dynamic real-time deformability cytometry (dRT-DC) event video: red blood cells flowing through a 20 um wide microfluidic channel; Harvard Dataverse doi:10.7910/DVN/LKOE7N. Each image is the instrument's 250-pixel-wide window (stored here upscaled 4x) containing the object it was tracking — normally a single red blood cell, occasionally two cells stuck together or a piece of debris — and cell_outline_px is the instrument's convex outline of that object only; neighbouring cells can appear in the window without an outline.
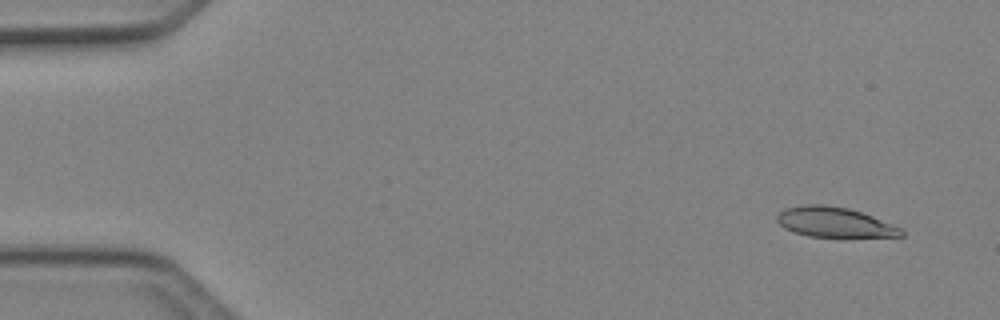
{"species": "Egyptian fruit bat (a non-hibernating species)", "species_latin": "Rousettus aegyptiacus", "temperature_condition": "cold", "stored_images_in_passage": 50, "segment_of_instrument_passage": [1, 2], "camera_frame_rate_fps": 3000, "um_per_image_px": 0.085, "animal": {"sex": "female"}, "frame": {"image": 1, "passage_image": 4, "time_ms": 1.0, "image_size_px": [1000, 320], "cell_outline_px": [[904, 236], [808, 236], [784, 228], [776, 220], [776, 216], [780, 212], [788, 208], [804, 204], [824, 204], [848, 208], [872, 216], [900, 228], [904, 232]], "centroid_in_image_um": [70.89, 18.87], "position_along_channel_um": 14.1, "area_um2": 21.21}}
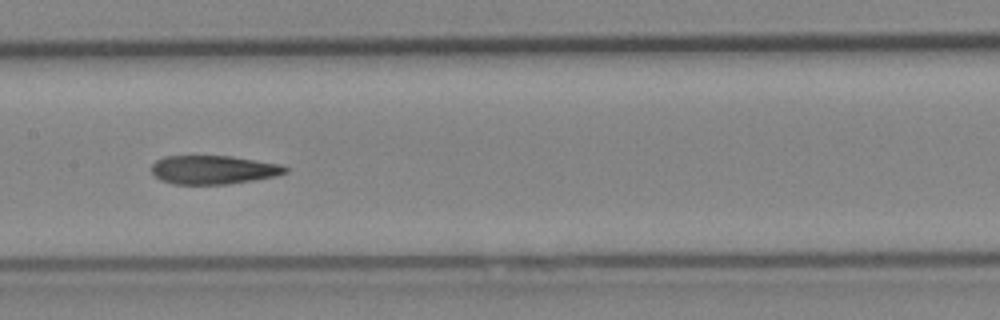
{"frame": {"image": 2, "passage_image": 25, "time_ms": 8.0, "image_size_px": [1000, 320], "cell_outline_px": [[288, 172], [276, 176], [228, 184], [172, 184], [160, 180], [152, 172], [152, 164], [156, 160], [164, 156], [232, 156], [280, 164], [288, 168]], "centroid_in_image_um": [18.13, 14.43], "position_along_channel_um": 189.3, "area_um2": 22.37}}
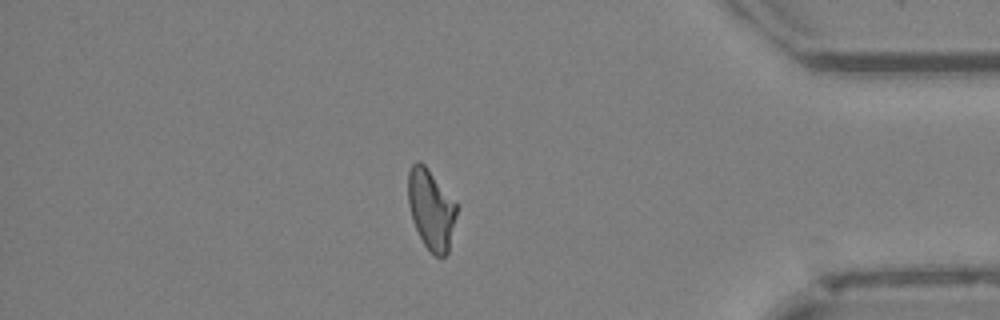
{"frame": {"image": 3, "passage_image": 42, "time_ms": 13.667, "image_size_px": [1000, 320], "cell_outline_px": [[456, 216], [448, 252], [444, 256], [436, 256], [424, 244], [412, 220], [408, 204], [408, 172], [412, 164], [416, 160], [420, 160], [424, 164], [456, 204]], "centroid_in_image_um": [36.61, 17.77], "position_along_channel_um": 398.6, "area_um2": 22.2}}